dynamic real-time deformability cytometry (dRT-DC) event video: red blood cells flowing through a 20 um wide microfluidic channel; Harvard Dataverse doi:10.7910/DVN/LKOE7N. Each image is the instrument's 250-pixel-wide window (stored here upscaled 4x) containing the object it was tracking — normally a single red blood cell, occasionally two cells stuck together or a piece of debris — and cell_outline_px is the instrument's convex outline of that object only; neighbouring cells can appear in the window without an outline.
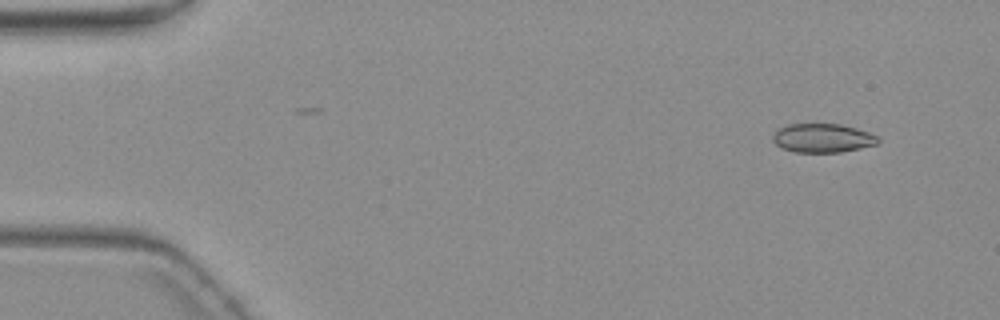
{"species": "common noctule bat (a hibernating species)", "species_latin": "Nyctalus noctula", "temperature_condition": "warm", "stored_images_in_passage": 5, "camera_frame_rate_fps": 3000, "um_per_image_px": 0.085, "animal": {"sex": "female", "body_mass_g": 19.3, "forearm_length_mm": 54.1}, "frame": {"image": 1, "passage_image": 2, "time_ms": 1.333, "image_size_px": [1000, 320], "cell_outline_px": [[880, 140], [876, 144], [860, 148], [840, 152], [796, 152], [784, 148], [776, 144], [772, 140], [772, 136], [780, 128], [788, 124], [840, 124], [856, 128], [880, 136]], "centroid_in_image_um": [69.95, 11.73], "position_along_channel_um": 15.0, "area_um2": 17.57}}
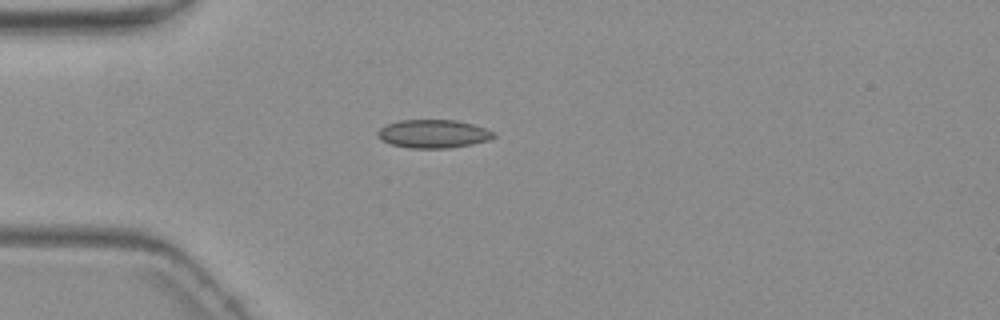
{"frame": {"image": 2, "passage_image": 5, "time_ms": 5.0, "image_size_px": [1000, 320], "cell_outline_px": [[496, 136], [488, 140], [472, 144], [448, 148], [408, 148], [392, 144], [380, 140], [376, 136], [376, 132], [380, 128], [388, 124], [400, 120], [456, 120], [472, 124], [496, 132]], "centroid_in_image_um": [36.82, 11.37], "position_along_channel_um": 48.2, "area_um2": 19.19}}